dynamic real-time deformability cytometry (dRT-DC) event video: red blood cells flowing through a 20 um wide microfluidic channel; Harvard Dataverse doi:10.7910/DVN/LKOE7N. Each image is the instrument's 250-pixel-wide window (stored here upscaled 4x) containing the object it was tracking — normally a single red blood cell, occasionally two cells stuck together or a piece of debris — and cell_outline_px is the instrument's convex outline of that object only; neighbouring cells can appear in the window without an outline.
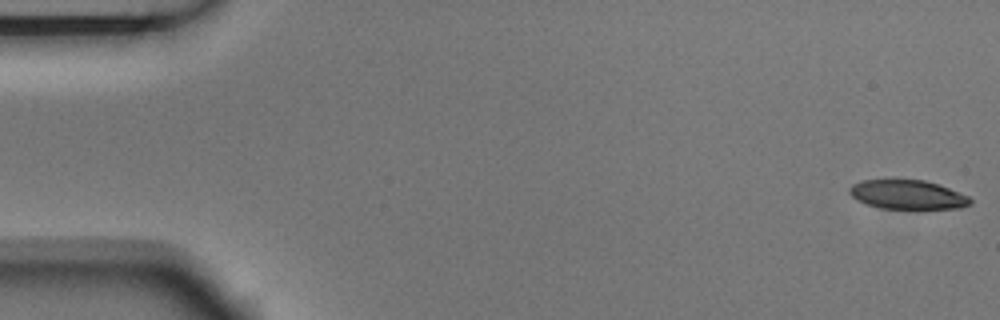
{"species": "Egyptian fruit bat (a non-hibernating species)", "species_latin": "Rousettus aegyptiacus", "temperature_condition": "room temperature", "stored_images_in_passage": 5, "camera_frame_rate_fps": 3000, "um_per_image_px": 0.085, "animal": {"sex": "male"}, "frame": {"image": 1, "passage_image": 1, "time_ms": 0.0, "image_size_px": [1000, 320], "cell_outline_px": [[972, 204], [960, 208], [924, 212], [920, 212], [884, 208], [868, 204], [852, 196], [848, 192], [848, 188], [852, 184], [864, 180], [924, 180], [948, 188], [968, 196], [972, 200]], "centroid_in_image_um": [77.22, 16.61], "position_along_channel_um": 7.8, "area_um2": 21.21}}
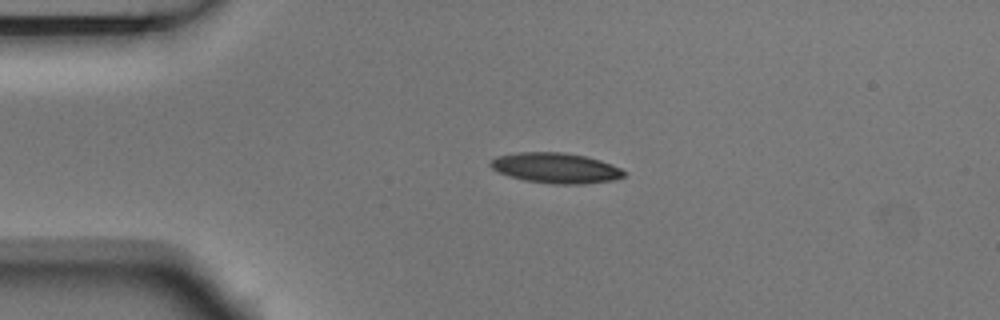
{"frame": {"image": 2, "passage_image": 4, "time_ms": 1.0, "image_size_px": [1000, 320], "cell_outline_px": [[624, 176], [612, 180], [588, 184], [552, 184], [524, 180], [500, 172], [492, 168], [488, 164], [496, 156], [520, 152], [564, 152], [584, 156], [600, 160], [612, 164], [620, 168], [624, 172]], "centroid_in_image_um": [47.25, 14.28], "position_along_channel_um": 37.8, "area_um2": 23.47}}